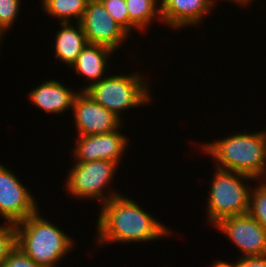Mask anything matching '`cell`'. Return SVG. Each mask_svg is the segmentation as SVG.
Returning <instances> with one entry per match:
<instances>
[{
    "mask_svg": "<svg viewBox=\"0 0 266 267\" xmlns=\"http://www.w3.org/2000/svg\"><path fill=\"white\" fill-rule=\"evenodd\" d=\"M260 181L266 186V174L260 179Z\"/></svg>",
    "mask_w": 266,
    "mask_h": 267,
    "instance_id": "27",
    "label": "cell"
},
{
    "mask_svg": "<svg viewBox=\"0 0 266 267\" xmlns=\"http://www.w3.org/2000/svg\"><path fill=\"white\" fill-rule=\"evenodd\" d=\"M116 54L112 49L96 44L87 43L78 55L76 62L71 66V69L79 76H84L85 84L79 91H85L91 85L99 82L108 75V66H110V57ZM107 68V69H106Z\"/></svg>",
    "mask_w": 266,
    "mask_h": 267,
    "instance_id": "14",
    "label": "cell"
},
{
    "mask_svg": "<svg viewBox=\"0 0 266 267\" xmlns=\"http://www.w3.org/2000/svg\"><path fill=\"white\" fill-rule=\"evenodd\" d=\"M111 17L129 34V15L125 0H100Z\"/></svg>",
    "mask_w": 266,
    "mask_h": 267,
    "instance_id": "20",
    "label": "cell"
},
{
    "mask_svg": "<svg viewBox=\"0 0 266 267\" xmlns=\"http://www.w3.org/2000/svg\"><path fill=\"white\" fill-rule=\"evenodd\" d=\"M129 15V35L134 31H147L154 20L163 23L160 0H125Z\"/></svg>",
    "mask_w": 266,
    "mask_h": 267,
    "instance_id": "16",
    "label": "cell"
},
{
    "mask_svg": "<svg viewBox=\"0 0 266 267\" xmlns=\"http://www.w3.org/2000/svg\"><path fill=\"white\" fill-rule=\"evenodd\" d=\"M235 267H266V255L253 257H238L232 261Z\"/></svg>",
    "mask_w": 266,
    "mask_h": 267,
    "instance_id": "23",
    "label": "cell"
},
{
    "mask_svg": "<svg viewBox=\"0 0 266 267\" xmlns=\"http://www.w3.org/2000/svg\"><path fill=\"white\" fill-rule=\"evenodd\" d=\"M164 26L176 30L203 24L206 15L221 0H160ZM218 1V2H217ZM201 23V24H200Z\"/></svg>",
    "mask_w": 266,
    "mask_h": 267,
    "instance_id": "12",
    "label": "cell"
},
{
    "mask_svg": "<svg viewBox=\"0 0 266 267\" xmlns=\"http://www.w3.org/2000/svg\"><path fill=\"white\" fill-rule=\"evenodd\" d=\"M118 166L117 163L108 160L75 163L64 179L65 191L72 195V198L74 196L75 199L98 200V203L104 204L120 195L117 189L106 191L110 183H114Z\"/></svg>",
    "mask_w": 266,
    "mask_h": 267,
    "instance_id": "6",
    "label": "cell"
},
{
    "mask_svg": "<svg viewBox=\"0 0 266 267\" xmlns=\"http://www.w3.org/2000/svg\"><path fill=\"white\" fill-rule=\"evenodd\" d=\"M61 28L55 35L53 47L57 62H63L69 68L76 62L78 55L86 46L87 40L80 22L59 23ZM76 24V25H75Z\"/></svg>",
    "mask_w": 266,
    "mask_h": 267,
    "instance_id": "15",
    "label": "cell"
},
{
    "mask_svg": "<svg viewBox=\"0 0 266 267\" xmlns=\"http://www.w3.org/2000/svg\"><path fill=\"white\" fill-rule=\"evenodd\" d=\"M16 246L15 224L0 223V265L8 257V254Z\"/></svg>",
    "mask_w": 266,
    "mask_h": 267,
    "instance_id": "21",
    "label": "cell"
},
{
    "mask_svg": "<svg viewBox=\"0 0 266 267\" xmlns=\"http://www.w3.org/2000/svg\"><path fill=\"white\" fill-rule=\"evenodd\" d=\"M32 195L11 169L0 164V217L4 222L16 225L40 210Z\"/></svg>",
    "mask_w": 266,
    "mask_h": 267,
    "instance_id": "7",
    "label": "cell"
},
{
    "mask_svg": "<svg viewBox=\"0 0 266 267\" xmlns=\"http://www.w3.org/2000/svg\"><path fill=\"white\" fill-rule=\"evenodd\" d=\"M72 111L78 136L114 132L123 123V119L95 102L85 91L75 96Z\"/></svg>",
    "mask_w": 266,
    "mask_h": 267,
    "instance_id": "11",
    "label": "cell"
},
{
    "mask_svg": "<svg viewBox=\"0 0 266 267\" xmlns=\"http://www.w3.org/2000/svg\"><path fill=\"white\" fill-rule=\"evenodd\" d=\"M214 171L211 185L208 187L210 189L206 199L208 210L205 216L211 226L223 218L248 212L251 187L247 181L256 180L240 172L216 167Z\"/></svg>",
    "mask_w": 266,
    "mask_h": 267,
    "instance_id": "5",
    "label": "cell"
},
{
    "mask_svg": "<svg viewBox=\"0 0 266 267\" xmlns=\"http://www.w3.org/2000/svg\"><path fill=\"white\" fill-rule=\"evenodd\" d=\"M121 131L118 129L109 133L76 136L74 148L71 150L74 163L108 160L120 166L130 141Z\"/></svg>",
    "mask_w": 266,
    "mask_h": 267,
    "instance_id": "10",
    "label": "cell"
},
{
    "mask_svg": "<svg viewBox=\"0 0 266 267\" xmlns=\"http://www.w3.org/2000/svg\"><path fill=\"white\" fill-rule=\"evenodd\" d=\"M72 89L59 80L48 79L32 88L27 97L32 105L45 113L60 115L68 110L72 112L75 96L80 92L79 89Z\"/></svg>",
    "mask_w": 266,
    "mask_h": 267,
    "instance_id": "13",
    "label": "cell"
},
{
    "mask_svg": "<svg viewBox=\"0 0 266 267\" xmlns=\"http://www.w3.org/2000/svg\"><path fill=\"white\" fill-rule=\"evenodd\" d=\"M21 0H0V30L6 35L8 30L13 28L19 11L21 10Z\"/></svg>",
    "mask_w": 266,
    "mask_h": 267,
    "instance_id": "19",
    "label": "cell"
},
{
    "mask_svg": "<svg viewBox=\"0 0 266 267\" xmlns=\"http://www.w3.org/2000/svg\"><path fill=\"white\" fill-rule=\"evenodd\" d=\"M39 211L15 225L16 246L41 267H59L58 262L76 247V240Z\"/></svg>",
    "mask_w": 266,
    "mask_h": 267,
    "instance_id": "3",
    "label": "cell"
},
{
    "mask_svg": "<svg viewBox=\"0 0 266 267\" xmlns=\"http://www.w3.org/2000/svg\"><path fill=\"white\" fill-rule=\"evenodd\" d=\"M4 35L5 34L0 30V45H1V43H3L2 40H3ZM0 48H1V46H0Z\"/></svg>",
    "mask_w": 266,
    "mask_h": 267,
    "instance_id": "26",
    "label": "cell"
},
{
    "mask_svg": "<svg viewBox=\"0 0 266 267\" xmlns=\"http://www.w3.org/2000/svg\"><path fill=\"white\" fill-rule=\"evenodd\" d=\"M141 71L111 74L88 87L85 92L98 104L122 119L123 111L149 105L153 100L149 80ZM147 80V81H146Z\"/></svg>",
    "mask_w": 266,
    "mask_h": 267,
    "instance_id": "4",
    "label": "cell"
},
{
    "mask_svg": "<svg viewBox=\"0 0 266 267\" xmlns=\"http://www.w3.org/2000/svg\"><path fill=\"white\" fill-rule=\"evenodd\" d=\"M200 149L210 155L216 168L240 172L259 181L266 174V138L264 130L237 132L218 141L203 142ZM202 144V145H201Z\"/></svg>",
    "mask_w": 266,
    "mask_h": 267,
    "instance_id": "2",
    "label": "cell"
},
{
    "mask_svg": "<svg viewBox=\"0 0 266 267\" xmlns=\"http://www.w3.org/2000/svg\"><path fill=\"white\" fill-rule=\"evenodd\" d=\"M87 43L117 52L130 36L109 14L100 0H89L80 21Z\"/></svg>",
    "mask_w": 266,
    "mask_h": 267,
    "instance_id": "8",
    "label": "cell"
},
{
    "mask_svg": "<svg viewBox=\"0 0 266 267\" xmlns=\"http://www.w3.org/2000/svg\"><path fill=\"white\" fill-rule=\"evenodd\" d=\"M223 1V0H222ZM225 2H227V1H229V3L231 2V3H236L238 6H241V7H243L244 6V8L246 7L247 8V6H249V5H251L252 4V2H256L255 0H224ZM251 3V4H250Z\"/></svg>",
    "mask_w": 266,
    "mask_h": 267,
    "instance_id": "24",
    "label": "cell"
},
{
    "mask_svg": "<svg viewBox=\"0 0 266 267\" xmlns=\"http://www.w3.org/2000/svg\"><path fill=\"white\" fill-rule=\"evenodd\" d=\"M0 267H41L28 257L21 249L15 246Z\"/></svg>",
    "mask_w": 266,
    "mask_h": 267,
    "instance_id": "22",
    "label": "cell"
},
{
    "mask_svg": "<svg viewBox=\"0 0 266 267\" xmlns=\"http://www.w3.org/2000/svg\"><path fill=\"white\" fill-rule=\"evenodd\" d=\"M214 228L242 251L240 257L266 255V229L248 213L223 218Z\"/></svg>",
    "mask_w": 266,
    "mask_h": 267,
    "instance_id": "9",
    "label": "cell"
},
{
    "mask_svg": "<svg viewBox=\"0 0 266 267\" xmlns=\"http://www.w3.org/2000/svg\"><path fill=\"white\" fill-rule=\"evenodd\" d=\"M212 267H235V265L232 262L214 260V262H212Z\"/></svg>",
    "mask_w": 266,
    "mask_h": 267,
    "instance_id": "25",
    "label": "cell"
},
{
    "mask_svg": "<svg viewBox=\"0 0 266 267\" xmlns=\"http://www.w3.org/2000/svg\"><path fill=\"white\" fill-rule=\"evenodd\" d=\"M89 0H41L42 11L59 23L80 22ZM74 19V20H73ZM73 20V21H71Z\"/></svg>",
    "mask_w": 266,
    "mask_h": 267,
    "instance_id": "17",
    "label": "cell"
},
{
    "mask_svg": "<svg viewBox=\"0 0 266 267\" xmlns=\"http://www.w3.org/2000/svg\"><path fill=\"white\" fill-rule=\"evenodd\" d=\"M251 188L248 214L266 229V186L259 180Z\"/></svg>",
    "mask_w": 266,
    "mask_h": 267,
    "instance_id": "18",
    "label": "cell"
},
{
    "mask_svg": "<svg viewBox=\"0 0 266 267\" xmlns=\"http://www.w3.org/2000/svg\"><path fill=\"white\" fill-rule=\"evenodd\" d=\"M100 206L96 222L98 242V244L95 242L96 246L117 242L140 244L173 235L171 228L168 229L154 215L146 212L138 202L122 193L104 204L100 203Z\"/></svg>",
    "mask_w": 266,
    "mask_h": 267,
    "instance_id": "1",
    "label": "cell"
}]
</instances>
